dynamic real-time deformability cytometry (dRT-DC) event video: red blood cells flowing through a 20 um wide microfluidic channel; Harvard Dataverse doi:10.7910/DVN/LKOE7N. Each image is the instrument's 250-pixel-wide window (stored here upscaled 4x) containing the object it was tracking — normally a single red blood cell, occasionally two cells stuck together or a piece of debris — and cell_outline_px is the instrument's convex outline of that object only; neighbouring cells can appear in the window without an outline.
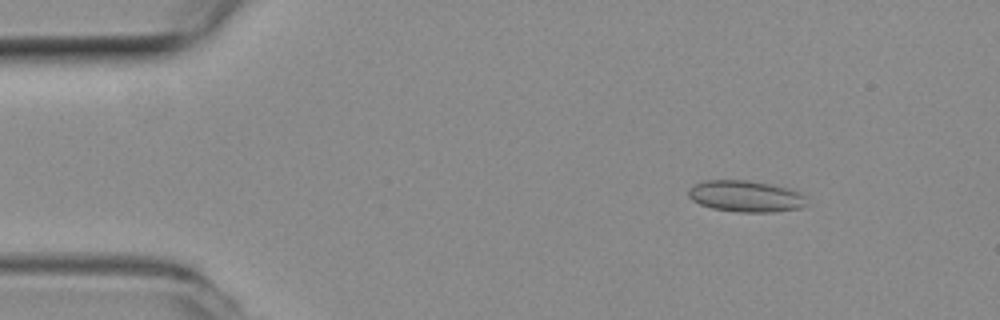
{"species": "common noctule bat (a hibernating species)", "species_latin": "Nyctalus noctula", "temperature_condition": "room temperature", "stored_images_in_passage": 47, "camera_frame_rate_fps": 3000, "um_per_image_px": 0.085, "animal": {"sex": "female", "body_mass_g": 19.3, "forearm_length_mm": 54.1}, "frame": {"image": 1, "passage_image": 5, "time_ms": 1.333, "image_size_px": [1000, 320], "cell_outline_px": [[808, 204], [800, 208], [772, 212], [736, 212], [712, 208], [700, 204], [692, 200], [688, 196], [688, 188], [692, 184], [704, 180], [748, 180], [772, 184], [788, 188], [800, 192], [804, 196]], "centroid_in_image_um": [63.36, 16.67], "position_along_channel_um": 21.6, "area_um2": 21.91}}
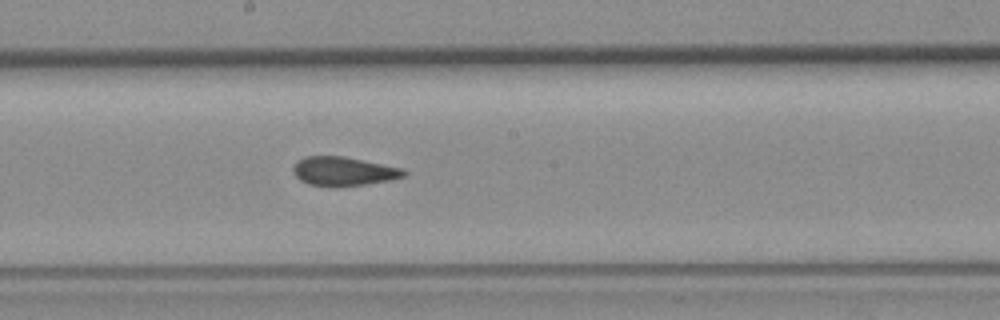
{"frame": {"image": 2, "passage_image": 26, "time_ms": 8.333, "image_size_px": [1000, 320], "cell_outline_px": [[408, 176], [368, 184], [336, 188], [308, 184], [300, 180], [292, 172], [292, 168], [304, 156], [344, 156], [404, 168], [408, 172]], "centroid_in_image_um": [29.24, 14.58], "position_along_channel_um": 219.0, "area_um2": 19.07}}
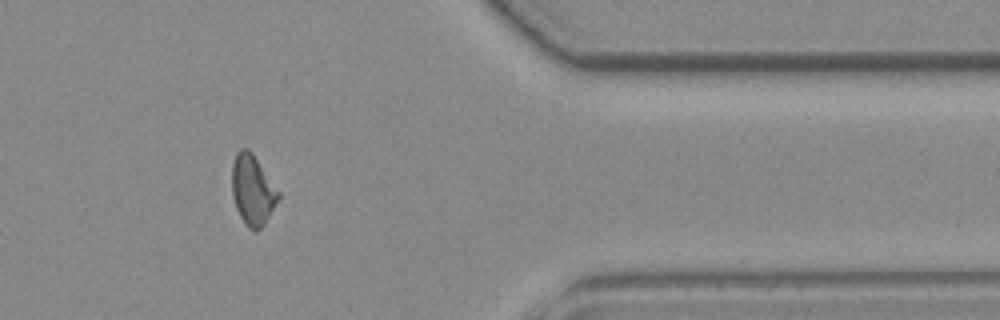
{"frame": {"image": 3, "passage_image": 41, "time_ms": 13.333, "image_size_px": [1000, 320], "cell_outline_px": [[280, 196], [264, 224], [260, 228], [248, 228], [240, 216], [236, 208], [232, 196], [232, 164], [236, 152], [240, 148], [248, 148], [252, 152], [280, 192]], "centroid_in_image_um": [21.45, 16.1], "position_along_channel_um": 389.9, "area_um2": 18.79}, "authors_computed_cell_mechanics": {"area_um2": 19.1896, "velocity_mm_per_s": 3.9063, "shape_relaxation_time_tau1_ms": null, "shape_relaxation_time_tau2_ms": 1.6774, "deformation_change_tau1": null, "deformation_change_tau2": 0.0782}}